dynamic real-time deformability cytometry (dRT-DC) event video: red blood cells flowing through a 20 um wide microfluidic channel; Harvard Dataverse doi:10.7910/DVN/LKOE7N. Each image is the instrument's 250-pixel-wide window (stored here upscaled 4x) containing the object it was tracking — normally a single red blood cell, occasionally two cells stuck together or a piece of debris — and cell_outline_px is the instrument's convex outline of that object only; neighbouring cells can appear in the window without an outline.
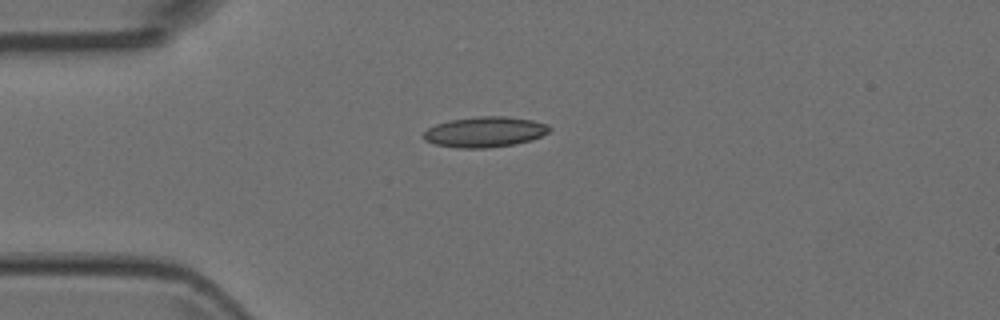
{"species": "Egyptian fruit bat (a non-hibernating species)", "species_latin": "Rousettus aegyptiacus", "temperature_condition": "room temperature", "stored_images_in_passage": 5, "camera_frame_rate_fps": 3000, "um_per_image_px": 0.085, "animal": {"sex": "female"}, "frame": {"image": 1, "passage_image": 1, "time_ms": 0.0, "image_size_px": [1000, 320], "cell_outline_px": [[552, 128], [548, 132], [532, 140], [512, 144], [488, 148], [456, 148], [436, 144], [424, 140], [424, 132], [428, 128], [436, 124], [448, 120], [480, 116], [508, 116], [532, 120], [548, 124]], "centroid_in_image_um": [41.22, 11.21], "position_along_channel_um": 43.8, "area_um2": 22.37}}
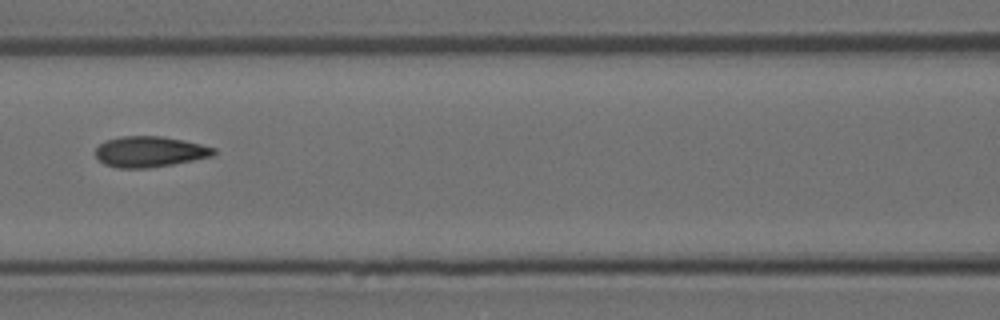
{"frame": {"image": 2, "passage_image": 4, "time_ms": 1.0, "image_size_px": [1000, 320], "cell_outline_px": [[216, 152], [212, 156], [172, 164], [148, 168], [116, 168], [104, 164], [96, 156], [96, 148], [104, 140], [120, 136], [160, 136], [184, 140], [216, 148]], "centroid_in_image_um": [12.7, 12.89], "position_along_channel_um": 153.9, "area_um2": 21.15}}
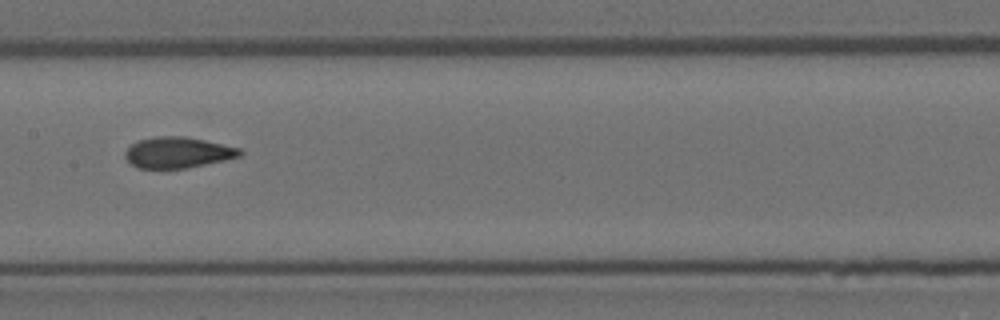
{"frame": {"image": 3, "passage_image": 5, "time_ms": 1.333, "image_size_px": [1000, 320], "cell_outline_px": [[244, 152], [240, 156], [224, 160], [184, 168], [136, 168], [124, 156], [124, 152], [136, 140], [156, 136], [184, 136], [204, 140], [240, 148]], "centroid_in_image_um": [15.09, 12.95], "position_along_channel_um": 192.3, "area_um2": 20.58}}